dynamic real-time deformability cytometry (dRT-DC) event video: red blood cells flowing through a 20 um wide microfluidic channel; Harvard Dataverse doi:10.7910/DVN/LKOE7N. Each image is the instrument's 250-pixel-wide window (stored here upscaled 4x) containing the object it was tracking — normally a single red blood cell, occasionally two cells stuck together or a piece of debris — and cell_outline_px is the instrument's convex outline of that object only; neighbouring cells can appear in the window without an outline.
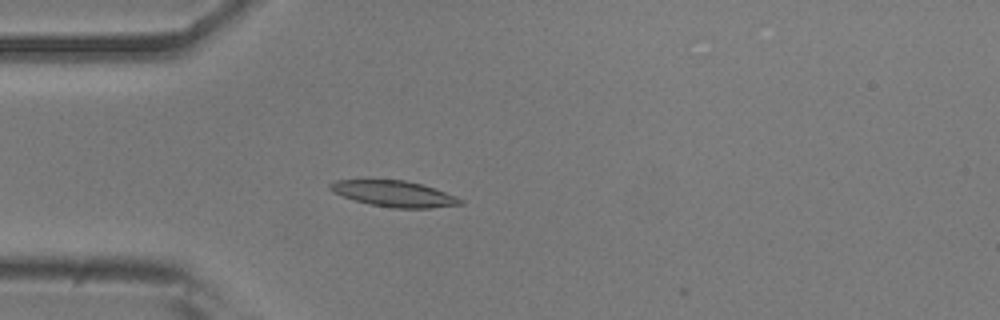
{"species": "common noctule bat (a hibernating species)", "species_latin": "Nyctalus noctula", "temperature_condition": "room temperature", "stored_images_in_passage": 3, "camera_frame_rate_fps": 3000, "um_per_image_px": 0.085, "animal": {"sex": "male", "body_mass_g": 20.5, "forearm_length_mm": 52.5}, "frame": {"image": 1, "passage_image": 2, "time_ms": 0.333, "image_size_px": [1000, 320], "cell_outline_px": [[464, 204], [432, 208], [392, 208], [368, 204], [332, 192], [328, 188], [328, 184], [336, 180], [364, 176], [404, 180], [424, 184], [456, 196], [464, 200]], "centroid_in_image_um": [33.42, 16.41], "position_along_channel_um": 51.6, "area_um2": 20.81}}